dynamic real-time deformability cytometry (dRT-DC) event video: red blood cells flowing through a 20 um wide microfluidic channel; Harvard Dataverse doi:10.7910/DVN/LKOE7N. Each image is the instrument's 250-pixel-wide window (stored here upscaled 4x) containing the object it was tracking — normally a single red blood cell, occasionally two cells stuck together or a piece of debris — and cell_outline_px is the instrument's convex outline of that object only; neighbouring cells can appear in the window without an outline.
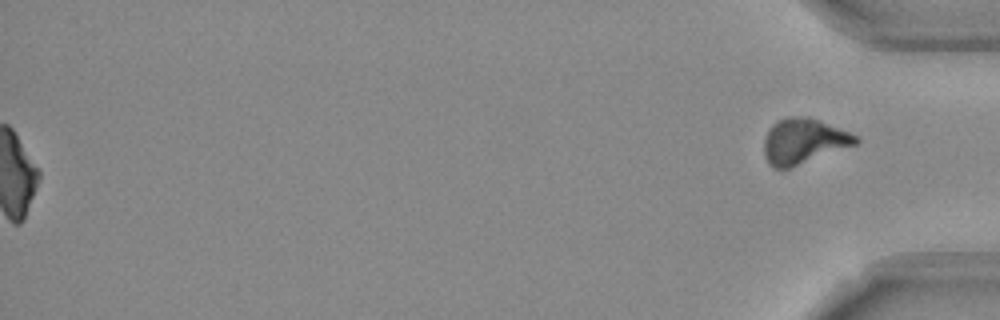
{"species": "Egyptian fruit bat (a non-hibernating species)", "species_latin": "Rousettus aegyptiacus", "temperature_condition": "room temperature", "stored_images_in_passage": 55, "segment_of_instrument_passage": [2, 2], "camera_frame_rate_fps": 3000, "um_per_image_px": 0.085, "frame": {"image": 1, "passage_image": 55, "time_ms": 18.0, "image_size_px": [1000, 320], "cell_outline_px": [[860, 140], [856, 144], [792, 168], [776, 168], [768, 164], [764, 156], [764, 140], [772, 124], [788, 116], [808, 116], [820, 120], [848, 132], [856, 136]], "centroid_in_image_um": [68.28, 12.01], "position_along_channel_um": 366.9, "area_um2": 24.16}}